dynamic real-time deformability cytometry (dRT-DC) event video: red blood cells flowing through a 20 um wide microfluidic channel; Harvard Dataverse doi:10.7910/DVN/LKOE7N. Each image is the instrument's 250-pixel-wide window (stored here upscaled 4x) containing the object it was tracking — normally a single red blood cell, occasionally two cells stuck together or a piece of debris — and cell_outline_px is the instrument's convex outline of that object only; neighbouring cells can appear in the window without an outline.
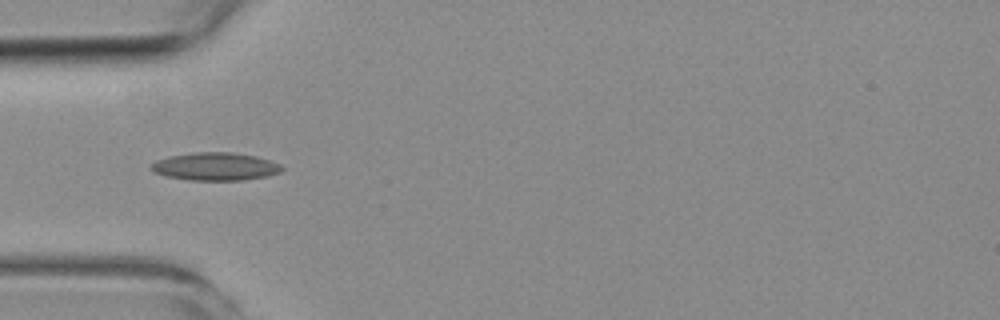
{"species": "common noctule bat (a hibernating species)", "species_latin": "Nyctalus noctula", "temperature_condition": "room temperature", "stored_images_in_passage": 5, "camera_frame_rate_fps": 3000, "um_per_image_px": 0.085, "animal": {"sex": "female", "body_mass_g": 19.3, "forearm_length_mm": 54.1}, "frame": {"image": 1, "passage_image": 3, "time_ms": 3.0, "image_size_px": [1000, 320], "cell_outline_px": [[284, 168], [280, 172], [268, 176], [244, 180], [188, 180], [168, 176], [152, 172], [148, 168], [156, 160], [172, 156], [196, 152], [232, 152], [256, 156], [280, 164]], "centroid_in_image_um": [18.31, 14.16], "position_along_channel_um": 66.7, "area_um2": 21.21}}
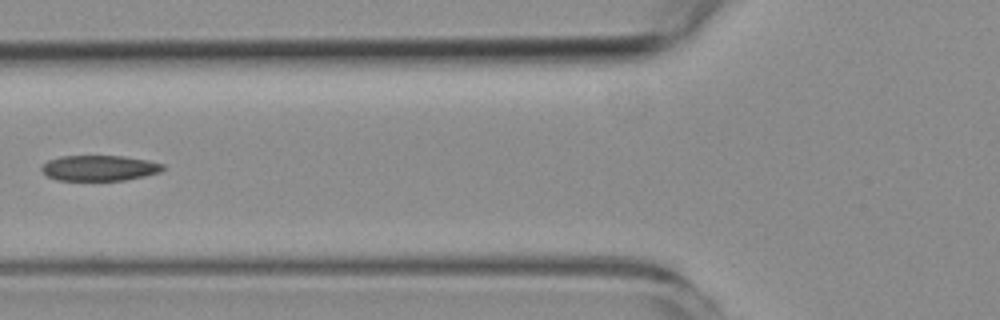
{"frame": {"image": 2, "passage_image": 4, "time_ms": 4.333, "image_size_px": [1000, 320], "cell_outline_px": [[164, 168], [160, 172], [144, 176], [124, 180], [56, 180], [48, 176], [40, 168], [48, 160], [60, 156], [124, 156], [148, 160], [164, 164]], "centroid_in_image_um": [8.46, 14.28], "position_along_channel_um": 117.3, "area_um2": 17.98}}
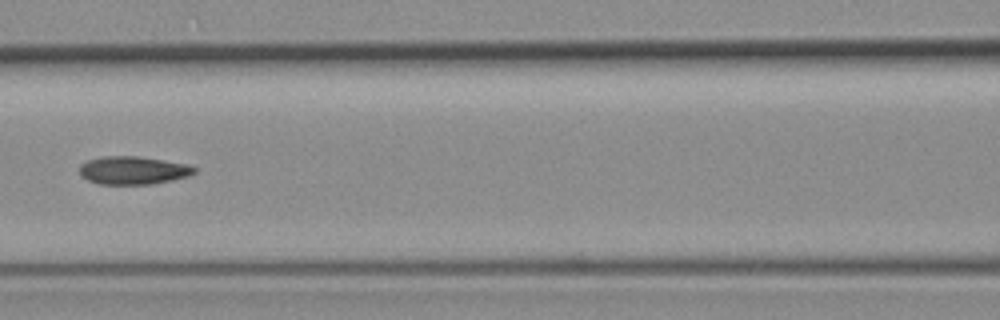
{"frame": {"image": 3, "passage_image": 5, "time_ms": 5.333, "image_size_px": [1000, 320], "cell_outline_px": [[196, 172], [192, 176], [152, 184], [100, 184], [88, 180], [80, 176], [80, 164], [88, 160], [104, 156], [136, 156], [184, 164], [196, 168]], "centroid_in_image_um": [11.3, 14.49], "position_along_channel_um": 155.3, "area_um2": 18.67}}